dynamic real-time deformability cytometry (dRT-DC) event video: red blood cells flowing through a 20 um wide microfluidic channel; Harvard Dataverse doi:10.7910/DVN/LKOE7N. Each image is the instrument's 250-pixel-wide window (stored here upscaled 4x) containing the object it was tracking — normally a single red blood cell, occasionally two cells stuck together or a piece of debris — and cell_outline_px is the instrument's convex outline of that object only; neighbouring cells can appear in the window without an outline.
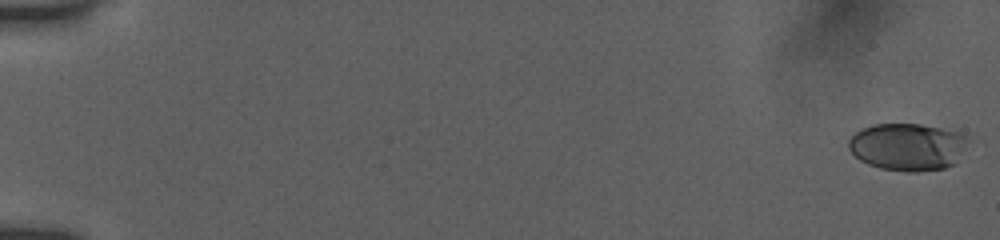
{"species": "human", "species_latin": "Homo sapiens", "temperature_condition": "room temperature", "stored_images_in_passage": 54, "camera_frame_rate_fps": 3000, "um_per_image_px": 0.085, "donor": {"sex": "female"}, "frame": {"image": 1, "passage_image": 1, "time_ms": 0.0, "image_size_px": [1000, 240], "cell_outline_px": [[972, 140], [956, 164], [944, 168], [916, 172], [908, 172], [880, 168], [868, 164], [860, 160], [848, 148], [848, 140], [856, 132], [872, 124], [920, 124], [940, 128], [956, 132]], "centroid_in_image_um": [77.19, 12.49], "position_along_channel_um": 7.8, "area_um2": 33.18}}
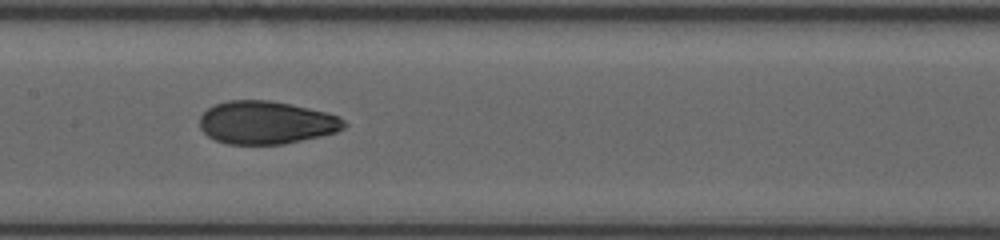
{"frame": {"image": 2, "passage_image": 29, "time_ms": 9.333, "image_size_px": [1000, 240], "cell_outline_px": [[348, 124], [344, 128], [336, 132], [320, 136], [284, 144], [228, 144], [216, 140], [208, 136], [200, 128], [200, 116], [208, 108], [216, 104], [228, 100], [272, 100], [308, 108], [340, 116]], "centroid_in_image_um": [22.64, 10.41], "position_along_channel_um": 184.8, "area_um2": 36.13}}
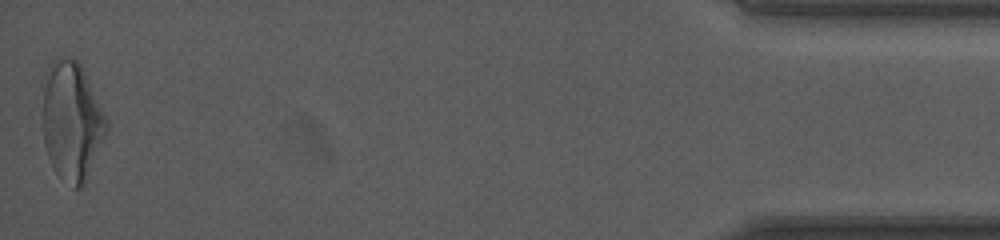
{"frame": {"image": 3, "passage_image": 54, "time_ms": 17.667, "image_size_px": [1000, 240], "cell_outline_px": [[108, 128], [88, 180], [80, 188], [72, 188], [60, 180], [48, 156], [44, 144], [40, 112], [44, 72], [48, 64], [56, 56], [72, 56], [80, 64], [108, 124]], "centroid_in_image_um": [6.03, 10.3], "position_along_channel_um": 429.2, "area_um2": 45.26}, "authors_computed_cell_mechanics": {"area_um2": 35.836, "velocity_mm_per_s": 3.9253, "shape_relaxation_time_tau1_ms": 6.9277, "shape_relaxation_time_tau2_ms": 1.718, "deformation_change_tau1": 0.2121, "deformation_change_tau2": 0.0738}}